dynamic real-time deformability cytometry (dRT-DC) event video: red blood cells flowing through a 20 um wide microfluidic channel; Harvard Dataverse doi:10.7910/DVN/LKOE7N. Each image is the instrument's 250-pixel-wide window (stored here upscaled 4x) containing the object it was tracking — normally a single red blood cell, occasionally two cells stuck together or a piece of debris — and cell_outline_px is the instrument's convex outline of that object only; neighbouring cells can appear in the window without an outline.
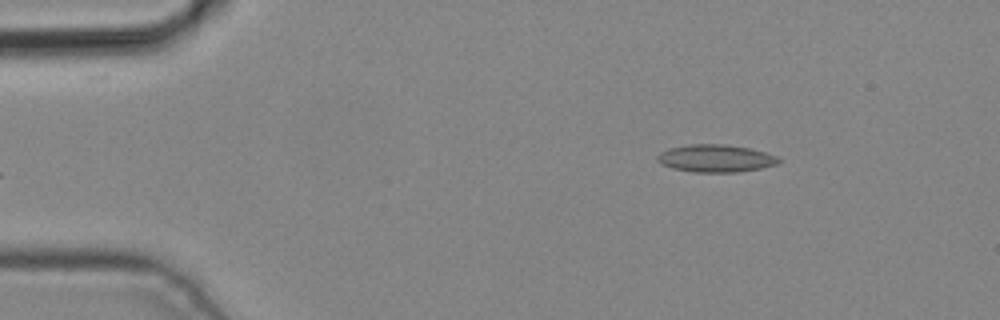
{"species": "common noctule bat (a hibernating species)", "species_latin": "Nyctalus noctula", "temperature_condition": "cold", "stored_images_in_passage": 4, "camera_frame_rate_fps": 3000, "um_per_image_px": 0.085, "animal": {"sex": "male", "body_mass_g": 19.2, "forearm_length_mm": 51.8}, "frame": {"image": 1, "passage_image": 4, "time_ms": 1.0, "image_size_px": [1000, 320], "cell_outline_px": [[780, 164], [740, 172], [692, 172], [672, 168], [660, 164], [656, 160], [656, 156], [660, 152], [668, 148], [688, 144], [724, 144], [748, 148], [764, 152], [776, 156], [780, 160]], "centroid_in_image_um": [60.79, 13.46], "position_along_channel_um": 24.2, "area_um2": 19.59}}